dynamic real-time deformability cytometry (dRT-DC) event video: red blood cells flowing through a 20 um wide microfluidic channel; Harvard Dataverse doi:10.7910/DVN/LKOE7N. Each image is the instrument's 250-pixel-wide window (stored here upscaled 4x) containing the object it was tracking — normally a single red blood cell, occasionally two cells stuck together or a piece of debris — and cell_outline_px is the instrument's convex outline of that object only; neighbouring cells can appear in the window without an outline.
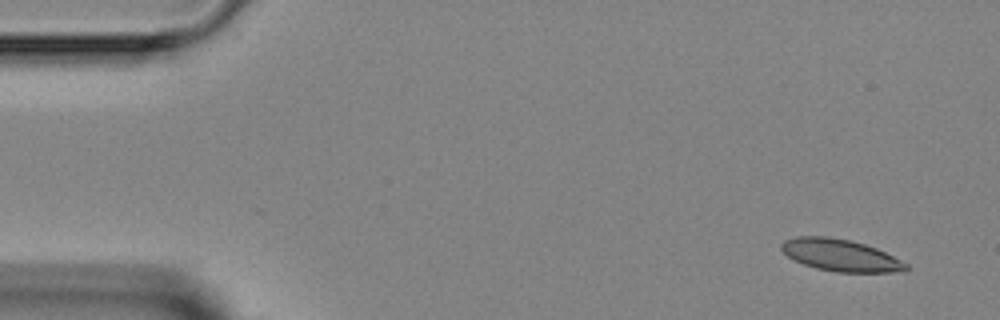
{"species": "Egyptian fruit bat (a non-hibernating species)", "species_latin": "Rousettus aegyptiacus", "temperature_condition": "room temperature", "stored_images_in_passage": 4, "segment_of_instrument_passage": [1, 2], "camera_frame_rate_fps": 3000, "um_per_image_px": 0.085, "animal": {"sex": "female"}, "frame": {"image": 1, "passage_image": 1, "time_ms": 0.0, "image_size_px": [1000, 320], "cell_outline_px": [[908, 268], [904, 272], [836, 272], [816, 268], [804, 264], [788, 256], [780, 248], [780, 244], [784, 240], [796, 236], [828, 236], [848, 240], [864, 244], [876, 248], [908, 264]], "centroid_in_image_um": [71.43, 21.69], "position_along_channel_um": 13.6, "area_um2": 23.06}}